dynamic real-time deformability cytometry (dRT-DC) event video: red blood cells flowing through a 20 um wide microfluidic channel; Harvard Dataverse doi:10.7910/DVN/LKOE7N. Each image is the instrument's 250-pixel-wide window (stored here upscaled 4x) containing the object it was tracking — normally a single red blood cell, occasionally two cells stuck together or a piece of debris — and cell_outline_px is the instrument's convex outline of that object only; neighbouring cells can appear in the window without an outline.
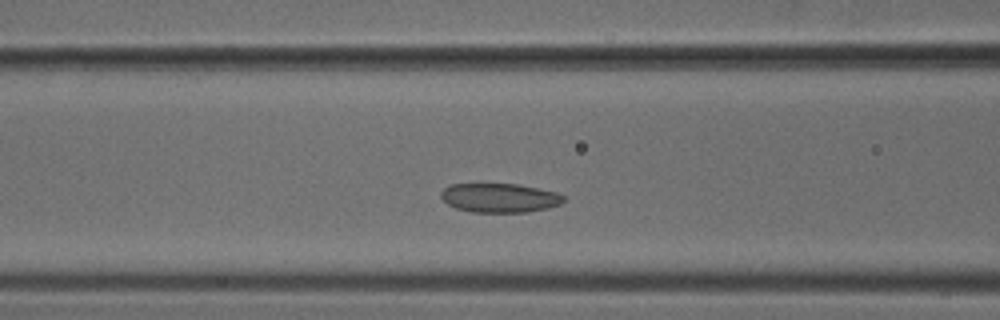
{"species": "common noctule bat (a hibernating species)", "species_latin": "Nyctalus noctula", "temperature_condition": "cold", "stored_images_in_passage": 42, "camera_frame_rate_fps": 3000, "um_per_image_px": 0.085, "animal": {"sex": "male", "body_mass_g": 18.8}, "frame": {"image": 1, "passage_image": 11, "time_ms": 3.333, "image_size_px": [1000, 320], "cell_outline_px": [[564, 200], [560, 204], [548, 208], [528, 212], [472, 212], [456, 208], [448, 204], [440, 196], [440, 192], [444, 188], [452, 184], [516, 184], [556, 192], [564, 196]], "centroid_in_image_um": [42.45, 16.82], "position_along_channel_um": 124.1, "area_um2": 20.69}}
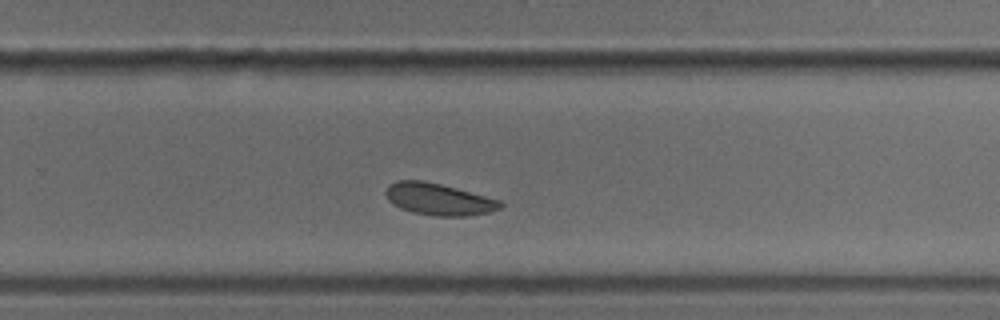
{"frame": {"image": 2, "passage_image": 24, "time_ms": 7.667, "image_size_px": [1000, 320], "cell_outline_px": [[504, 204], [500, 208], [488, 212], [468, 216], [436, 216], [412, 212], [400, 208], [392, 204], [388, 200], [384, 192], [388, 184], [396, 180], [424, 180], [456, 188], [500, 200]], "centroid_in_image_um": [37.24, 16.93], "position_along_channel_um": 292.6, "area_um2": 21.33}}
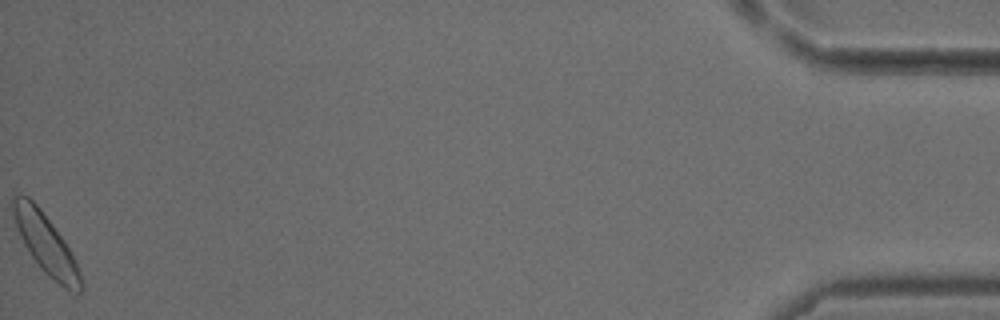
{"frame": {"image": 3, "passage_image": 42, "time_ms": 13.667, "image_size_px": [1000, 320], "cell_outline_px": [[84, 284], [80, 292], [76, 292], [64, 288], [48, 276], [40, 268], [24, 244], [20, 236], [12, 212], [12, 196], [28, 196], [40, 208], [64, 240], [80, 272]], "centroid_in_image_um": [3.9, 20.75], "position_along_channel_um": 431.3, "area_um2": 23.06}}